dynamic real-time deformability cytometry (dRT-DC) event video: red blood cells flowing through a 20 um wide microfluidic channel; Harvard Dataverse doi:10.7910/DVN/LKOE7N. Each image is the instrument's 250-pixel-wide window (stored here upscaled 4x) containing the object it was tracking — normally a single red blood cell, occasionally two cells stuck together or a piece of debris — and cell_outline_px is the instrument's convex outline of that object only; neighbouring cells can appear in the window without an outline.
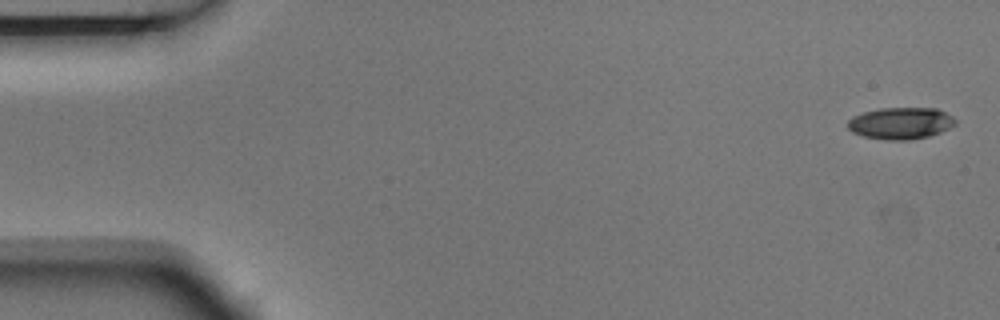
{"species": "Egyptian fruit bat (a non-hibernating species)", "species_latin": "Rousettus aegyptiacus", "temperature_condition": "room temperature", "stored_images_in_passage": 5, "camera_frame_rate_fps": 3000, "um_per_image_px": 0.085, "animal": {"sex": "male"}, "frame": {"image": 1, "passage_image": 1, "time_ms": 0.0, "image_size_px": [1000, 320], "cell_outline_px": [[956, 124], [940, 132], [928, 136], [912, 140], [888, 140], [864, 136], [852, 132], [848, 128], [848, 120], [852, 116], [864, 112], [880, 108], [936, 108], [952, 116], [956, 120]], "centroid_in_image_um": [76.55, 10.47], "position_along_channel_um": 8.4, "area_um2": 19.88}}
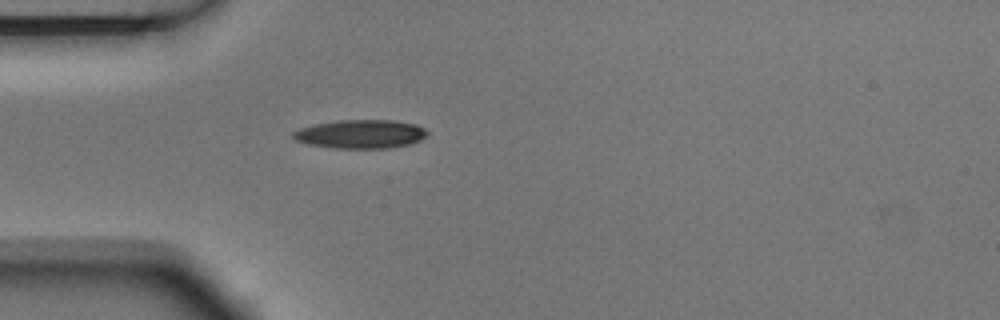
{"frame": {"image": 2, "passage_image": 5, "time_ms": 1.333, "image_size_px": [1000, 320], "cell_outline_px": [[428, 132], [420, 140], [408, 144], [388, 148], [332, 148], [308, 144], [296, 140], [292, 136], [292, 132], [300, 128], [316, 124], [340, 120], [392, 120], [416, 124], [424, 128]], "centroid_in_image_um": [30.64, 11.39], "position_along_channel_um": 54.4, "area_um2": 22.25}}